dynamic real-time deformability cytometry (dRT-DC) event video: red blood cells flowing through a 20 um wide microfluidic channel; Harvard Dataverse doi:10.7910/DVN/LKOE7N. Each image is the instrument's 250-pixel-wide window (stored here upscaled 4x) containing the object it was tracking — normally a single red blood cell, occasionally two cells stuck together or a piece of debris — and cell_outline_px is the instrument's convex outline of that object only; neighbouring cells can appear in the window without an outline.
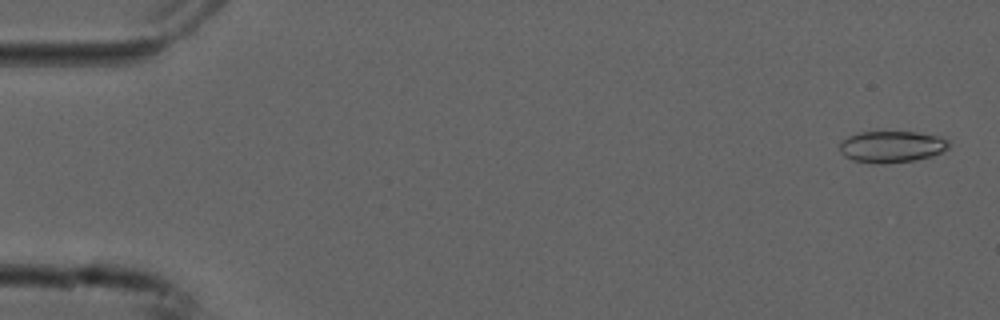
{"species": "common noctule bat (a hibernating species)", "species_latin": "Nyctalus noctula", "temperature_condition": "cold", "stored_images_in_passage": 34, "camera_frame_rate_fps": 3000, "um_per_image_px": 0.085, "animal": {"sex": "male", "forearm_length_mm": 52.5}, "frame": {"image": 1, "passage_image": 2, "time_ms": 0.333, "image_size_px": [1000, 320], "cell_outline_px": [[948, 148], [932, 156], [912, 160], [884, 164], [876, 164], [852, 160], [844, 156], [840, 152], [840, 144], [848, 136], [860, 132], [916, 132], [936, 136], [948, 140]], "centroid_in_image_um": [75.75, 12.48], "position_along_channel_um": 9.2, "area_um2": 19.88}}
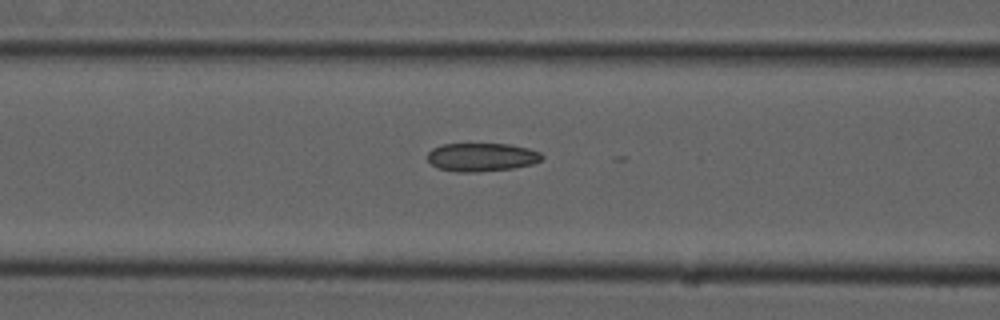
{"frame": {"image": 2, "passage_image": 22, "time_ms": 7.0, "image_size_px": [1000, 320], "cell_outline_px": [[544, 156], [540, 160], [532, 164], [512, 168], [476, 172], [456, 172], [436, 168], [428, 160], [428, 152], [432, 148], [444, 144], [508, 144], [528, 148], [540, 152]], "centroid_in_image_um": [40.92, 13.36], "position_along_channel_um": 125.7, "area_um2": 18.9}}
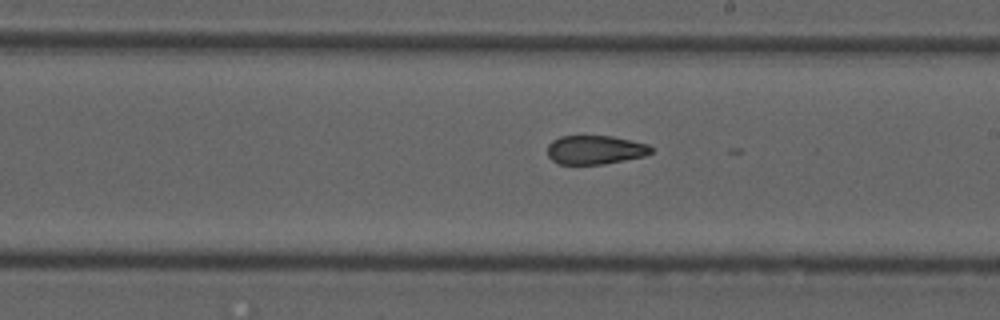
{"frame": {"image": 3, "passage_image": 31, "time_ms": 10.0, "image_size_px": [1000, 320], "cell_outline_px": [[652, 152], [644, 156], [604, 164], [560, 164], [552, 160], [548, 156], [548, 144], [552, 140], [560, 136], [612, 136], [648, 144], [652, 148]], "centroid_in_image_um": [50.57, 12.73], "position_along_channel_um": 238.4, "area_um2": 17.4}}